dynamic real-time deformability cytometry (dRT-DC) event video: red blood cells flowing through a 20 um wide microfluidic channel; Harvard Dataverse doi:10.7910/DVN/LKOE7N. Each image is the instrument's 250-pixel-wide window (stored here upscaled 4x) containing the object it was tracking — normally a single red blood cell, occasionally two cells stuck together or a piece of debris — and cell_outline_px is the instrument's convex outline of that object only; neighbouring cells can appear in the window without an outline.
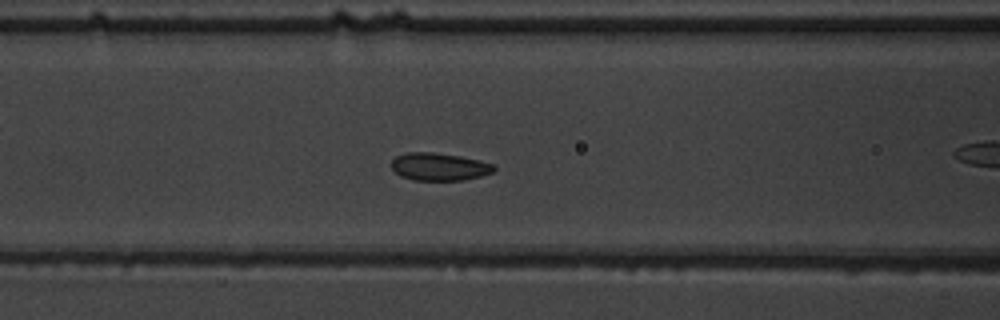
{"species": "common noctule bat (a hibernating species)", "species_latin": "Nyctalus noctula", "temperature_condition": "warm", "stored_images_in_passage": 52, "camera_frame_rate_fps": 3000, "um_per_image_px": 0.085, "animal": {"sex": "male", "body_mass_g": 19.5, "forearm_length_mm": 54.6}, "frame": {"image": 1, "passage_image": 19, "time_ms": 6.0, "image_size_px": [1000, 320], "cell_outline_px": [[496, 168], [492, 172], [480, 176], [464, 180], [412, 180], [400, 176], [392, 168], [392, 160], [396, 156], [408, 152], [432, 152], [460, 156], [480, 160], [496, 164]], "centroid_in_image_um": [37.35, 14.17], "position_along_channel_um": 129.2, "area_um2": 16.59}}
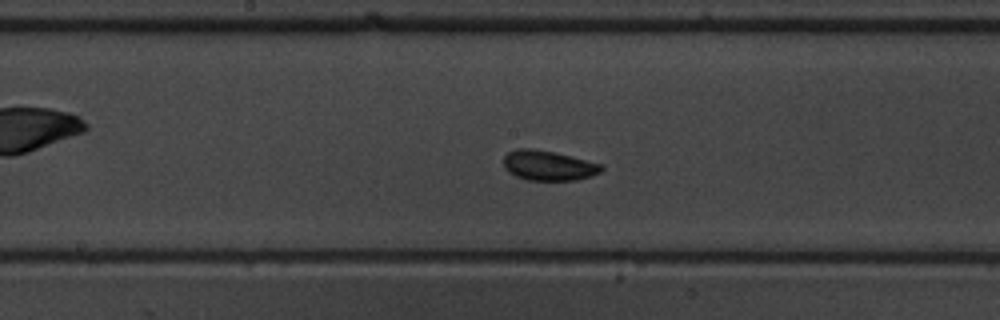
{"frame": {"image": 2, "passage_image": 25, "time_ms": 8.0, "image_size_px": [1000, 320], "cell_outline_px": [[604, 168], [600, 172], [592, 176], [576, 180], [528, 180], [516, 176], [508, 172], [504, 168], [504, 156], [508, 152], [516, 148], [532, 148], [556, 152], [604, 164]], "centroid_in_image_um": [46.63, 14.06], "position_along_channel_um": 201.6, "area_um2": 17.34}}
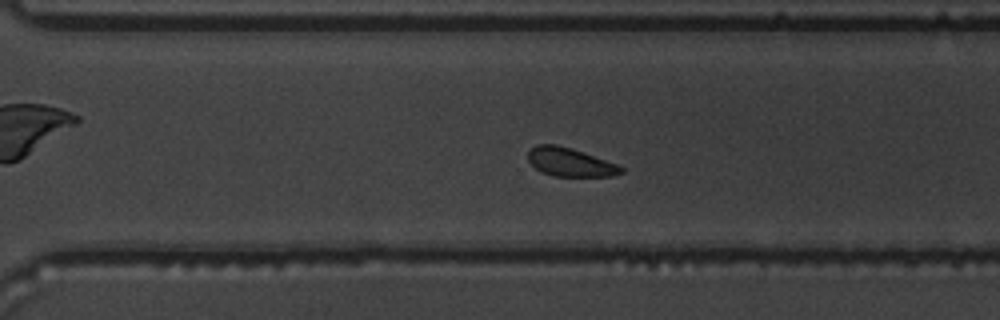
{"frame": {"image": 3, "passage_image": 35, "time_ms": 11.333, "image_size_px": [1000, 320], "cell_outline_px": [[624, 172], [612, 176], [552, 176], [540, 172], [528, 160], [528, 152], [536, 144], [556, 144], [572, 148], [620, 164], [624, 168]], "centroid_in_image_um": [48.49, 13.78], "position_along_channel_um": 322.1, "area_um2": 15.72}}